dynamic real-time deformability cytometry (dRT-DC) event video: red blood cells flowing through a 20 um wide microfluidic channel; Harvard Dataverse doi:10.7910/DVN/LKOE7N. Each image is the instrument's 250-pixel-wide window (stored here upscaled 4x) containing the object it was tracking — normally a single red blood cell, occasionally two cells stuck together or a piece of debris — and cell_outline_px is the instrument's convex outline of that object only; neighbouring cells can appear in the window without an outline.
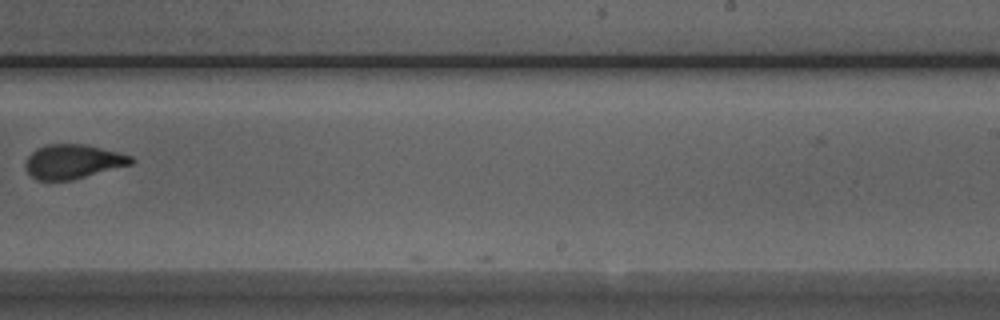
{"species": "Egyptian fruit bat (a non-hibernating species)", "species_latin": "Rousettus aegyptiacus", "temperature_condition": "room temperature", "stored_images_in_passage": 6, "camera_frame_rate_fps": 3000, "um_per_image_px": 0.085, "animal": {"sex": "male"}, "frame": {"image": 1, "passage_image": 6, "time_ms": 1.667, "image_size_px": [1000, 320], "cell_outline_px": [[136, 160], [132, 164], [72, 180], [36, 180], [28, 172], [24, 164], [28, 156], [36, 148], [48, 144], [84, 144], [132, 156]], "centroid_in_image_um": [6.19, 13.73], "position_along_channel_um": 282.8, "area_um2": 20.98}}